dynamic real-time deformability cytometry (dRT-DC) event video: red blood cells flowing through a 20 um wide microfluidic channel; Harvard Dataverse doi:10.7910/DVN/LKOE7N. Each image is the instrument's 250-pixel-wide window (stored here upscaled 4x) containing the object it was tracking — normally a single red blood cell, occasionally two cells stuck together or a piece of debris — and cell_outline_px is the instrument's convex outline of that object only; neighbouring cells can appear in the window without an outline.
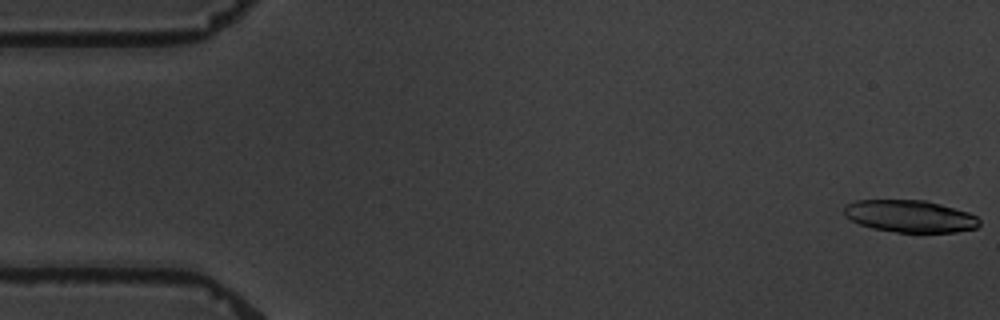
{"species": "common noctule bat (a hibernating species)", "species_latin": "Nyctalus noctula", "temperature_condition": "warm", "stored_images_in_passage": 12, "segment_of_instrument_passage": [1, 2], "camera_frame_rate_fps": 3000, "um_per_image_px": 0.085, "animal": {"sex": "male", "body_mass_g": 19.5, "forearm_length_mm": 54.6}, "frame": {"image": 1, "passage_image": 1, "time_ms": 0.0, "image_size_px": [1000, 320], "cell_outline_px": [[980, 224], [976, 228], [956, 232], [896, 232], [872, 228], [860, 224], [844, 216], [844, 208], [848, 204], [856, 200], [924, 200], [940, 204], [968, 212], [976, 216], [980, 220]], "centroid_in_image_um": [77.35, 18.38], "position_along_channel_um": 7.6, "area_um2": 25.26}}